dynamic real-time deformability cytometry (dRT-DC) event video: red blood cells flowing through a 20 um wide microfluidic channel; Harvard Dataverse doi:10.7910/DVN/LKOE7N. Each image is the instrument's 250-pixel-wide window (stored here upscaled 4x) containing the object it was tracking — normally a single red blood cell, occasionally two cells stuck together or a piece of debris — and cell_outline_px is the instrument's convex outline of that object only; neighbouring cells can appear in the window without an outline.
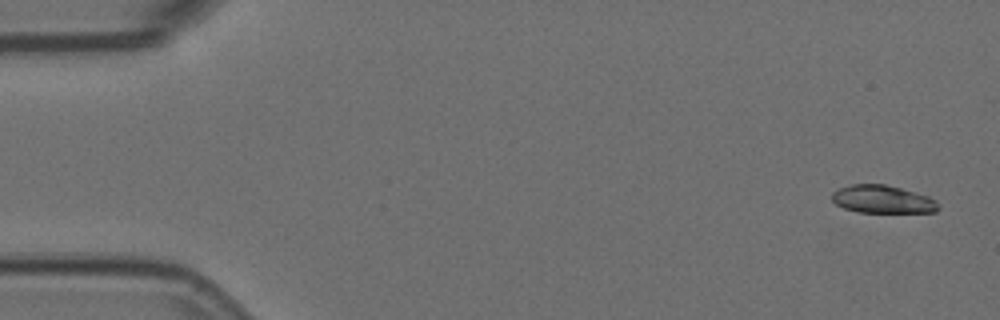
{"species": "Egyptian fruit bat (a non-hibernating species)", "species_latin": "Rousettus aegyptiacus", "temperature_condition": "room temperature", "stored_images_in_passage": 5, "camera_frame_rate_fps": 3000, "um_per_image_px": 0.085, "animal": {"sex": "female"}, "frame": {"image": 1, "passage_image": 1, "time_ms": 0.0, "image_size_px": [1000, 320], "cell_outline_px": [[940, 208], [936, 212], [860, 212], [844, 208], [836, 204], [832, 200], [832, 192], [840, 188], [852, 184], [884, 184], [900, 188], [928, 196], [936, 200], [940, 204]], "centroid_in_image_um": [75.04, 16.94], "position_along_channel_um": 10.0, "area_um2": 17.22}}
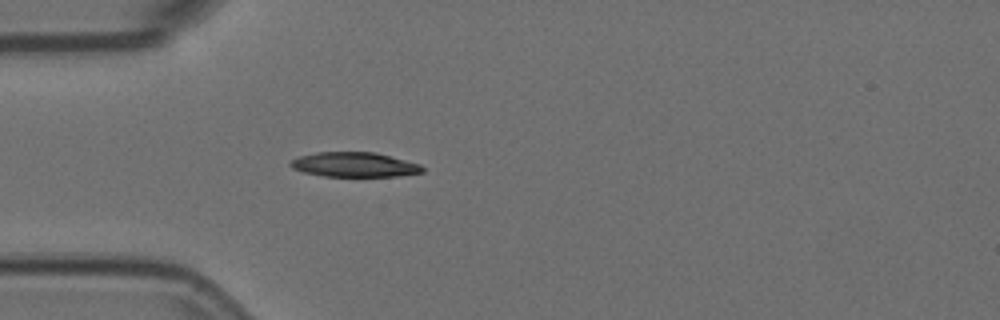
{"frame": {"image": 2, "passage_image": 5, "time_ms": 1.333, "image_size_px": [1000, 320], "cell_outline_px": [[424, 172], [400, 176], [324, 176], [304, 172], [292, 168], [288, 164], [292, 160], [300, 156], [316, 152], [376, 152], [420, 164], [424, 168]], "centroid_in_image_um": [30.14, 13.99], "position_along_channel_um": 54.9, "area_um2": 18.96}}